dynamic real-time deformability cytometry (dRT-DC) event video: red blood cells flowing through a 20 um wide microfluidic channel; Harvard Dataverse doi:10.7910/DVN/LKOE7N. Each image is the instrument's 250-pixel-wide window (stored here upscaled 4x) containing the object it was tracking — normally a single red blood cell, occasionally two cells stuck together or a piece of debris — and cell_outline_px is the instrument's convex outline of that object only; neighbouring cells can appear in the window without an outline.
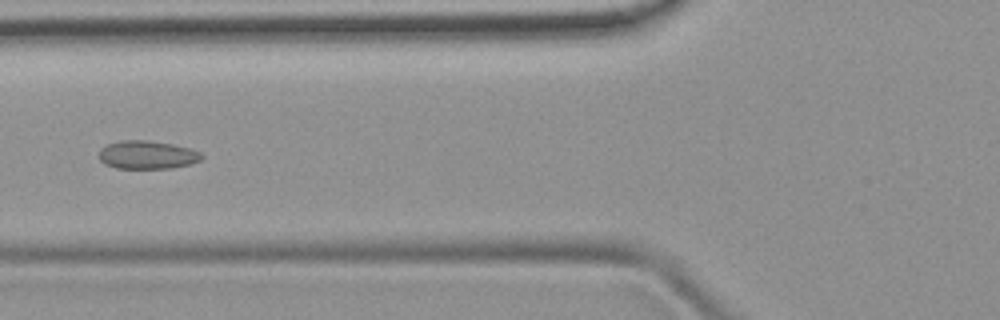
{"species": "common noctule bat (a hibernating species)", "species_latin": "Nyctalus noctula", "temperature_condition": "room temperature", "stored_images_in_passage": 7, "camera_frame_rate_fps": 3000, "um_per_image_px": 0.085, "animal": {"sex": "female", "body_mass_g": 19.9}, "frame": {"image": 1, "passage_image": 6, "time_ms": 6.0, "image_size_px": [1000, 320], "cell_outline_px": [[204, 156], [200, 160], [188, 164], [172, 168], [116, 168], [104, 164], [100, 160], [100, 148], [108, 144], [120, 140], [148, 140], [172, 144], [192, 148], [200, 152]], "centroid_in_image_um": [12.52, 13.15], "position_along_channel_um": 113.3, "area_um2": 16.94}}
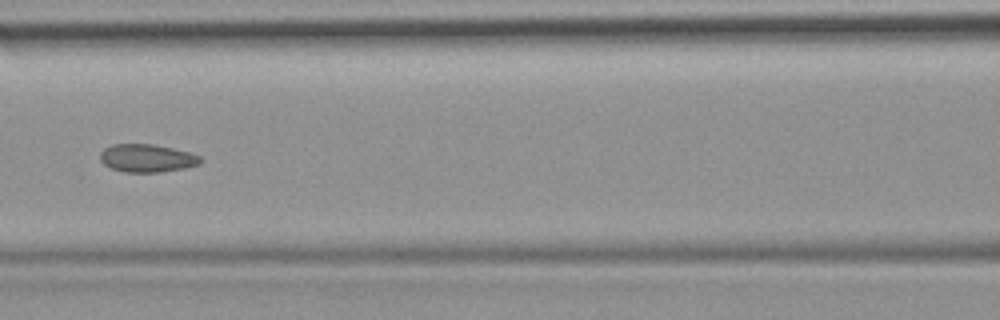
{"frame": {"image": 2, "passage_image": 7, "time_ms": 7.0, "image_size_px": [1000, 320], "cell_outline_px": [[204, 160], [200, 164], [184, 168], [160, 172], [124, 172], [112, 168], [104, 164], [100, 160], [100, 152], [104, 148], [112, 144], [152, 144], [172, 148], [188, 152], [200, 156]], "centroid_in_image_um": [12.49, 13.44], "position_along_channel_um": 154.1, "area_um2": 16.36}}